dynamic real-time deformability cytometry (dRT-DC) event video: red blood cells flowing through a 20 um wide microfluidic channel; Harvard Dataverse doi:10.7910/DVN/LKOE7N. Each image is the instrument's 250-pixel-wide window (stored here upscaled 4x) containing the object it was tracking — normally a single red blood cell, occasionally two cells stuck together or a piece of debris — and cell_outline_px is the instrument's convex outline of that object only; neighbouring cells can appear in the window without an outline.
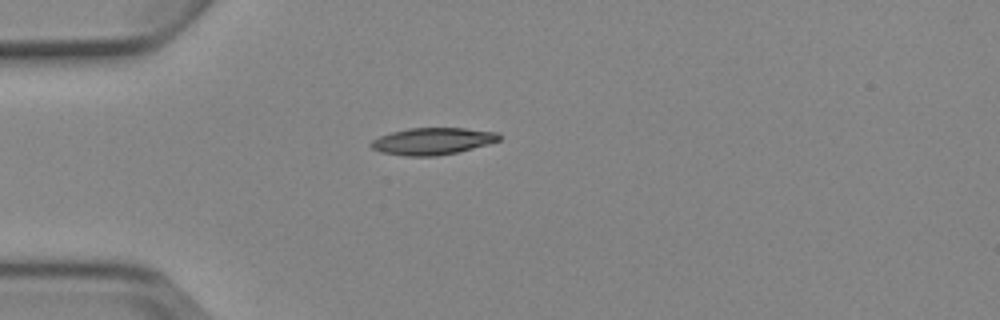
{"species": "Egyptian fruit bat (a non-hibernating species)", "species_latin": "Rousettus aegyptiacus", "temperature_condition": "cold", "stored_images_in_passage": 5, "camera_frame_rate_fps": 3000, "um_per_image_px": 0.085, "animal": {"sex": "female"}, "frame": {"image": 1, "passage_image": 5, "time_ms": 4.667, "image_size_px": [1000, 320], "cell_outline_px": [[500, 140], [488, 144], [456, 152], [436, 156], [404, 156], [380, 152], [372, 148], [368, 144], [372, 140], [380, 136], [392, 132], [408, 128], [464, 128], [500, 132]], "centroid_in_image_um": [36.75, 12.0], "position_along_channel_um": 48.2, "area_um2": 20.11}}